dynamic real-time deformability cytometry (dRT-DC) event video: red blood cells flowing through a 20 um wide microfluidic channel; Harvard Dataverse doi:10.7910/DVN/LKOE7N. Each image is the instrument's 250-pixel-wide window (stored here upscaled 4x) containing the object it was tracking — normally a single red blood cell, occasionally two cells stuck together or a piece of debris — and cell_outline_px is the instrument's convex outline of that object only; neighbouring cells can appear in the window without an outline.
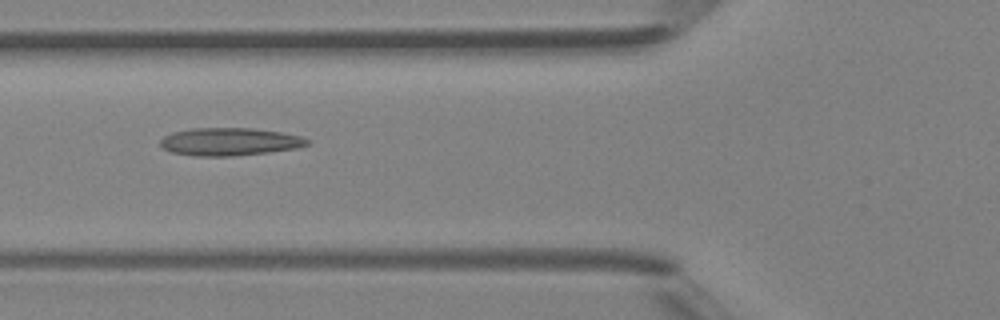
{"species": "Egyptian fruit bat (a non-hibernating species)", "species_latin": "Rousettus aegyptiacus", "temperature_condition": "room temperature", "stored_images_in_passage": 4, "camera_frame_rate_fps": 3000, "um_per_image_px": 0.085, "animal": {"sex": "female"}, "frame": {"image": 1, "passage_image": 4, "time_ms": 3.333, "image_size_px": [1000, 320], "cell_outline_px": [[312, 140], [308, 144], [296, 148], [268, 152], [232, 156], [192, 156], [172, 152], [164, 148], [160, 144], [160, 140], [164, 136], [172, 132], [192, 128], [252, 128], [280, 132], [300, 136]], "centroid_in_image_um": [19.51, 12.04], "position_along_channel_um": 106.3, "area_um2": 23.76}}